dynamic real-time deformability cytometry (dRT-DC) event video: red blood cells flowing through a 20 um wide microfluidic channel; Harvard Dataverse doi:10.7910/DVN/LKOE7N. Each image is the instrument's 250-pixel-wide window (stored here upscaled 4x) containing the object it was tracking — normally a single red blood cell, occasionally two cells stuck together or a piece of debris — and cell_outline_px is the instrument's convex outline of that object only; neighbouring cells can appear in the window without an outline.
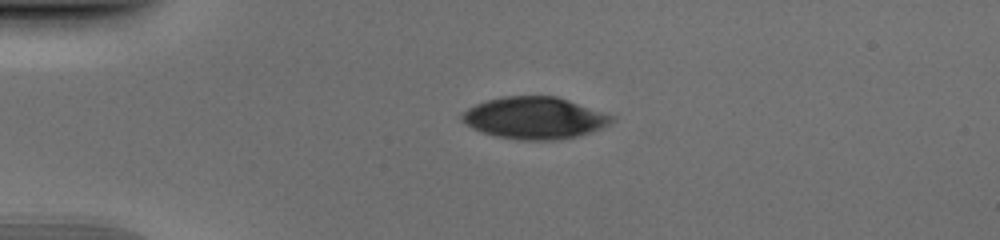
{"species": "human", "species_latin": "Homo sapiens", "temperature_condition": "cold", "stored_images_in_passage": 40, "camera_frame_rate_fps": 3000, "um_per_image_px": 0.085, "donor": {"sex": "male"}, "frame": {"image": 1, "passage_image": 1, "time_ms": 0.0, "image_size_px": [1000, 240], "cell_outline_px": [[616, 120], [592, 132], [576, 136], [556, 140], [520, 140], [496, 136], [480, 132], [472, 128], [460, 120], [460, 116], [468, 108], [476, 104], [488, 100], [504, 96], [556, 96], [616, 116]], "centroid_in_image_um": [45.44, 10.03], "position_along_channel_um": 39.6, "area_um2": 36.59}}
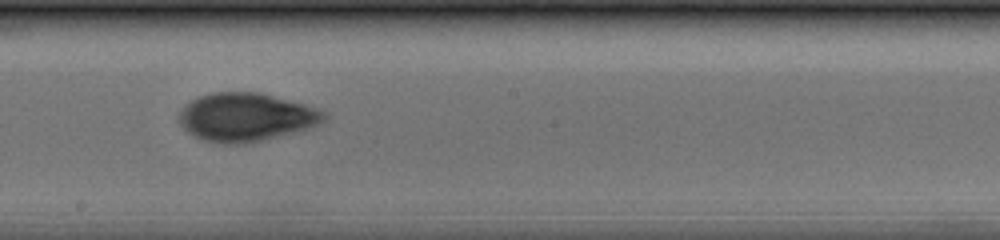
{"frame": {"image": 2, "passage_image": 18, "time_ms": 5.667, "image_size_px": [1000, 240], "cell_outline_px": [[328, 116], [324, 120], [308, 128], [244, 144], [220, 144], [204, 140], [188, 132], [180, 124], [176, 116], [180, 108], [192, 100], [200, 96], [212, 92], [256, 92], [304, 104], [328, 112]], "centroid_in_image_um": [20.85, 9.95], "position_along_channel_um": 227.3, "area_um2": 40.58}}
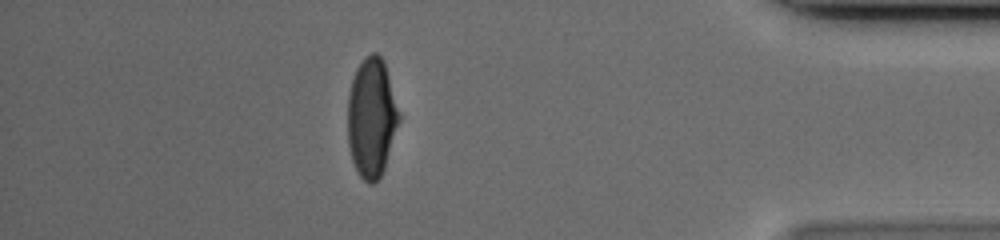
{"frame": {"image": 3, "passage_image": 34, "time_ms": 11.0, "image_size_px": [1000, 240], "cell_outline_px": [[400, 120], [384, 168], [380, 176], [372, 184], [368, 184], [360, 176], [352, 160], [348, 144], [348, 92], [356, 68], [372, 52], [376, 52], [384, 60], [400, 112]], "centroid_in_image_um": [31.59, 9.99], "position_along_channel_um": 403.6, "area_um2": 35.6}}